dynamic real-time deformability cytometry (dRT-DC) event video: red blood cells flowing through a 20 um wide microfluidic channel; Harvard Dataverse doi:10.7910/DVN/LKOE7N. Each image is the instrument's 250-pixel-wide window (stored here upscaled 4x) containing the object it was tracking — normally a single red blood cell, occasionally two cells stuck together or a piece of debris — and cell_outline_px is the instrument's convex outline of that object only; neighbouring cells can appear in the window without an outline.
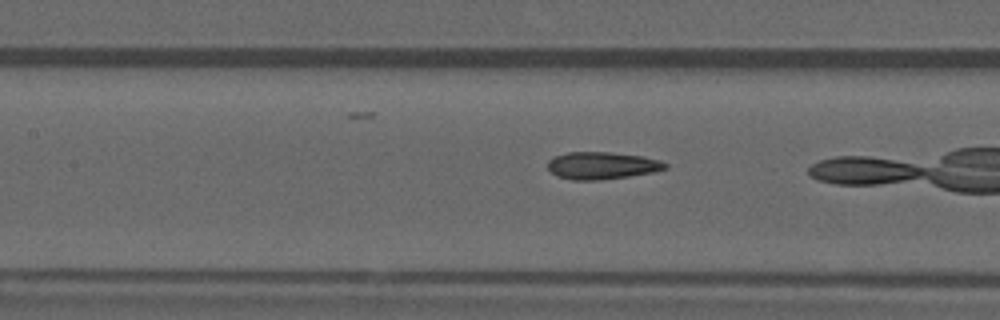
{"species": "common noctule bat (a hibernating species)", "species_latin": "Nyctalus noctula", "temperature_condition": "warm", "stored_images_in_passage": 14, "camera_frame_rate_fps": 3000, "um_per_image_px": 0.085, "animal": {"sex": "male", "forearm_length_mm": 52.5}, "frame": {"image": 1, "passage_image": 8, "time_ms": 2.333, "image_size_px": [1000, 320], "cell_outline_px": [[668, 168], [652, 172], [628, 176], [600, 180], [572, 180], [556, 176], [548, 168], [548, 160], [556, 156], [568, 152], [612, 152], [644, 156], [660, 160], [668, 164]], "centroid_in_image_um": [51.18, 14.07], "position_along_channel_um": 156.2, "area_um2": 18.73}}